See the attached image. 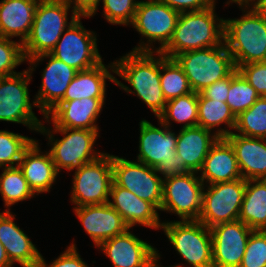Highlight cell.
<instances>
[{
  "mask_svg": "<svg viewBox=\"0 0 266 267\" xmlns=\"http://www.w3.org/2000/svg\"><path fill=\"white\" fill-rule=\"evenodd\" d=\"M160 258V254L157 253V255L145 266V267H160L158 264V260ZM169 267H182L180 265H173V266H169Z\"/></svg>",
  "mask_w": 266,
  "mask_h": 267,
  "instance_id": "cell-48",
  "label": "cell"
},
{
  "mask_svg": "<svg viewBox=\"0 0 266 267\" xmlns=\"http://www.w3.org/2000/svg\"><path fill=\"white\" fill-rule=\"evenodd\" d=\"M231 132L226 128H219L214 134L200 126L181 128L177 133L176 154L182 157L190 172L198 173L211 146L218 138H225Z\"/></svg>",
  "mask_w": 266,
  "mask_h": 267,
  "instance_id": "cell-21",
  "label": "cell"
},
{
  "mask_svg": "<svg viewBox=\"0 0 266 267\" xmlns=\"http://www.w3.org/2000/svg\"><path fill=\"white\" fill-rule=\"evenodd\" d=\"M130 230L98 246L114 267H145L158 253L151 244L139 239Z\"/></svg>",
  "mask_w": 266,
  "mask_h": 267,
  "instance_id": "cell-19",
  "label": "cell"
},
{
  "mask_svg": "<svg viewBox=\"0 0 266 267\" xmlns=\"http://www.w3.org/2000/svg\"><path fill=\"white\" fill-rule=\"evenodd\" d=\"M241 10L239 19H224V43L235 68L266 61V20L254 6Z\"/></svg>",
  "mask_w": 266,
  "mask_h": 267,
  "instance_id": "cell-3",
  "label": "cell"
},
{
  "mask_svg": "<svg viewBox=\"0 0 266 267\" xmlns=\"http://www.w3.org/2000/svg\"><path fill=\"white\" fill-rule=\"evenodd\" d=\"M32 73L27 69L10 76L0 77V121L20 123L39 132L42 122L32 111L36 102H30L28 85ZM33 107V108H32Z\"/></svg>",
  "mask_w": 266,
  "mask_h": 267,
  "instance_id": "cell-9",
  "label": "cell"
},
{
  "mask_svg": "<svg viewBox=\"0 0 266 267\" xmlns=\"http://www.w3.org/2000/svg\"><path fill=\"white\" fill-rule=\"evenodd\" d=\"M73 209L95 247L129 229L122 216L109 203L79 206Z\"/></svg>",
  "mask_w": 266,
  "mask_h": 267,
  "instance_id": "cell-20",
  "label": "cell"
},
{
  "mask_svg": "<svg viewBox=\"0 0 266 267\" xmlns=\"http://www.w3.org/2000/svg\"><path fill=\"white\" fill-rule=\"evenodd\" d=\"M195 172L163 181L160 211L175 213L181 221L198 220L202 211L204 183Z\"/></svg>",
  "mask_w": 266,
  "mask_h": 267,
  "instance_id": "cell-12",
  "label": "cell"
},
{
  "mask_svg": "<svg viewBox=\"0 0 266 267\" xmlns=\"http://www.w3.org/2000/svg\"><path fill=\"white\" fill-rule=\"evenodd\" d=\"M215 5L201 11L180 13L173 36L161 53L174 58L185 51L224 43V19L216 15Z\"/></svg>",
  "mask_w": 266,
  "mask_h": 267,
  "instance_id": "cell-2",
  "label": "cell"
},
{
  "mask_svg": "<svg viewBox=\"0 0 266 267\" xmlns=\"http://www.w3.org/2000/svg\"><path fill=\"white\" fill-rule=\"evenodd\" d=\"M35 139L0 130V168L17 167L24 151Z\"/></svg>",
  "mask_w": 266,
  "mask_h": 267,
  "instance_id": "cell-36",
  "label": "cell"
},
{
  "mask_svg": "<svg viewBox=\"0 0 266 267\" xmlns=\"http://www.w3.org/2000/svg\"><path fill=\"white\" fill-rule=\"evenodd\" d=\"M239 220L252 230H266V179L246 180Z\"/></svg>",
  "mask_w": 266,
  "mask_h": 267,
  "instance_id": "cell-29",
  "label": "cell"
},
{
  "mask_svg": "<svg viewBox=\"0 0 266 267\" xmlns=\"http://www.w3.org/2000/svg\"><path fill=\"white\" fill-rule=\"evenodd\" d=\"M45 152H41L38 140H34L24 151L18 165L29 187L37 195L49 192L58 176L50 152Z\"/></svg>",
  "mask_w": 266,
  "mask_h": 267,
  "instance_id": "cell-26",
  "label": "cell"
},
{
  "mask_svg": "<svg viewBox=\"0 0 266 267\" xmlns=\"http://www.w3.org/2000/svg\"><path fill=\"white\" fill-rule=\"evenodd\" d=\"M113 181L140 199L152 203L158 210L162 205V176L152 168L139 161H130L112 155Z\"/></svg>",
  "mask_w": 266,
  "mask_h": 267,
  "instance_id": "cell-14",
  "label": "cell"
},
{
  "mask_svg": "<svg viewBox=\"0 0 266 267\" xmlns=\"http://www.w3.org/2000/svg\"><path fill=\"white\" fill-rule=\"evenodd\" d=\"M20 42L0 36V77L14 75V69L25 62Z\"/></svg>",
  "mask_w": 266,
  "mask_h": 267,
  "instance_id": "cell-38",
  "label": "cell"
},
{
  "mask_svg": "<svg viewBox=\"0 0 266 267\" xmlns=\"http://www.w3.org/2000/svg\"><path fill=\"white\" fill-rule=\"evenodd\" d=\"M130 51L114 61L115 74L127 81L130 89L115 78V84L126 93H133L158 116L164 111L166 100L160 84V52Z\"/></svg>",
  "mask_w": 266,
  "mask_h": 267,
  "instance_id": "cell-1",
  "label": "cell"
},
{
  "mask_svg": "<svg viewBox=\"0 0 266 267\" xmlns=\"http://www.w3.org/2000/svg\"><path fill=\"white\" fill-rule=\"evenodd\" d=\"M104 103L105 98H82L60 101L44 118L49 124L52 121L54 128L98 131L99 128L96 121L99 118Z\"/></svg>",
  "mask_w": 266,
  "mask_h": 267,
  "instance_id": "cell-17",
  "label": "cell"
},
{
  "mask_svg": "<svg viewBox=\"0 0 266 267\" xmlns=\"http://www.w3.org/2000/svg\"><path fill=\"white\" fill-rule=\"evenodd\" d=\"M236 134L266 139V97H259L246 111L236 117Z\"/></svg>",
  "mask_w": 266,
  "mask_h": 267,
  "instance_id": "cell-34",
  "label": "cell"
},
{
  "mask_svg": "<svg viewBox=\"0 0 266 267\" xmlns=\"http://www.w3.org/2000/svg\"><path fill=\"white\" fill-rule=\"evenodd\" d=\"M70 8L65 0H39L30 33L22 44L26 61L55 48L64 31L78 17L72 12L68 22Z\"/></svg>",
  "mask_w": 266,
  "mask_h": 267,
  "instance_id": "cell-4",
  "label": "cell"
},
{
  "mask_svg": "<svg viewBox=\"0 0 266 267\" xmlns=\"http://www.w3.org/2000/svg\"><path fill=\"white\" fill-rule=\"evenodd\" d=\"M109 197L112 198V200L109 199V205L122 216L129 228L141 224L149 228L161 229L162 223L157 208L152 203L140 199L114 181L111 184Z\"/></svg>",
  "mask_w": 266,
  "mask_h": 267,
  "instance_id": "cell-22",
  "label": "cell"
},
{
  "mask_svg": "<svg viewBox=\"0 0 266 267\" xmlns=\"http://www.w3.org/2000/svg\"><path fill=\"white\" fill-rule=\"evenodd\" d=\"M179 13L194 12L208 9L215 2L213 0H160ZM189 9V10H188Z\"/></svg>",
  "mask_w": 266,
  "mask_h": 267,
  "instance_id": "cell-43",
  "label": "cell"
},
{
  "mask_svg": "<svg viewBox=\"0 0 266 267\" xmlns=\"http://www.w3.org/2000/svg\"><path fill=\"white\" fill-rule=\"evenodd\" d=\"M139 123V154L136 160L156 168L162 161L174 159L177 134L160 121V127L163 128H158L145 119Z\"/></svg>",
  "mask_w": 266,
  "mask_h": 267,
  "instance_id": "cell-18",
  "label": "cell"
},
{
  "mask_svg": "<svg viewBox=\"0 0 266 267\" xmlns=\"http://www.w3.org/2000/svg\"><path fill=\"white\" fill-rule=\"evenodd\" d=\"M205 186L207 188H205ZM246 180L243 178L213 185H204L202 211L198 221L209 229L239 219Z\"/></svg>",
  "mask_w": 266,
  "mask_h": 267,
  "instance_id": "cell-11",
  "label": "cell"
},
{
  "mask_svg": "<svg viewBox=\"0 0 266 267\" xmlns=\"http://www.w3.org/2000/svg\"><path fill=\"white\" fill-rule=\"evenodd\" d=\"M233 146L244 180L266 179V139L231 132L225 137Z\"/></svg>",
  "mask_w": 266,
  "mask_h": 267,
  "instance_id": "cell-25",
  "label": "cell"
},
{
  "mask_svg": "<svg viewBox=\"0 0 266 267\" xmlns=\"http://www.w3.org/2000/svg\"><path fill=\"white\" fill-rule=\"evenodd\" d=\"M156 171L159 174L163 175L162 180L174 177L181 176L184 173L190 172L181 156L175 155L174 159H170L168 161H162L158 167H156Z\"/></svg>",
  "mask_w": 266,
  "mask_h": 267,
  "instance_id": "cell-42",
  "label": "cell"
},
{
  "mask_svg": "<svg viewBox=\"0 0 266 267\" xmlns=\"http://www.w3.org/2000/svg\"><path fill=\"white\" fill-rule=\"evenodd\" d=\"M198 98L199 93L191 92L167 101L158 121L169 128L170 121L184 123L182 128L198 126Z\"/></svg>",
  "mask_w": 266,
  "mask_h": 267,
  "instance_id": "cell-30",
  "label": "cell"
},
{
  "mask_svg": "<svg viewBox=\"0 0 266 267\" xmlns=\"http://www.w3.org/2000/svg\"><path fill=\"white\" fill-rule=\"evenodd\" d=\"M101 0H65L71 7V12H74L79 17H93L98 10ZM73 5V7H72Z\"/></svg>",
  "mask_w": 266,
  "mask_h": 267,
  "instance_id": "cell-45",
  "label": "cell"
},
{
  "mask_svg": "<svg viewBox=\"0 0 266 267\" xmlns=\"http://www.w3.org/2000/svg\"><path fill=\"white\" fill-rule=\"evenodd\" d=\"M0 267H12V264L6 255L5 248L1 242H0Z\"/></svg>",
  "mask_w": 266,
  "mask_h": 267,
  "instance_id": "cell-46",
  "label": "cell"
},
{
  "mask_svg": "<svg viewBox=\"0 0 266 267\" xmlns=\"http://www.w3.org/2000/svg\"><path fill=\"white\" fill-rule=\"evenodd\" d=\"M239 267H266V230H253Z\"/></svg>",
  "mask_w": 266,
  "mask_h": 267,
  "instance_id": "cell-39",
  "label": "cell"
},
{
  "mask_svg": "<svg viewBox=\"0 0 266 267\" xmlns=\"http://www.w3.org/2000/svg\"><path fill=\"white\" fill-rule=\"evenodd\" d=\"M0 174V194L5 207L9 208L15 203L34 197L35 193L29 187L22 170L17 167L2 168Z\"/></svg>",
  "mask_w": 266,
  "mask_h": 267,
  "instance_id": "cell-33",
  "label": "cell"
},
{
  "mask_svg": "<svg viewBox=\"0 0 266 267\" xmlns=\"http://www.w3.org/2000/svg\"><path fill=\"white\" fill-rule=\"evenodd\" d=\"M77 17L64 31L55 48L50 52L77 71L87 70L102 62L97 48L95 32L88 31Z\"/></svg>",
  "mask_w": 266,
  "mask_h": 267,
  "instance_id": "cell-13",
  "label": "cell"
},
{
  "mask_svg": "<svg viewBox=\"0 0 266 267\" xmlns=\"http://www.w3.org/2000/svg\"><path fill=\"white\" fill-rule=\"evenodd\" d=\"M260 96L255 88L235 68L231 72V82L226 103L237 117L249 109Z\"/></svg>",
  "mask_w": 266,
  "mask_h": 267,
  "instance_id": "cell-35",
  "label": "cell"
},
{
  "mask_svg": "<svg viewBox=\"0 0 266 267\" xmlns=\"http://www.w3.org/2000/svg\"><path fill=\"white\" fill-rule=\"evenodd\" d=\"M221 124H226L233 130L236 124V116L226 102L205 98L199 93L198 98V126L209 131Z\"/></svg>",
  "mask_w": 266,
  "mask_h": 267,
  "instance_id": "cell-32",
  "label": "cell"
},
{
  "mask_svg": "<svg viewBox=\"0 0 266 267\" xmlns=\"http://www.w3.org/2000/svg\"><path fill=\"white\" fill-rule=\"evenodd\" d=\"M103 15L110 24L130 25L133 22L139 1L102 0Z\"/></svg>",
  "mask_w": 266,
  "mask_h": 267,
  "instance_id": "cell-37",
  "label": "cell"
},
{
  "mask_svg": "<svg viewBox=\"0 0 266 267\" xmlns=\"http://www.w3.org/2000/svg\"><path fill=\"white\" fill-rule=\"evenodd\" d=\"M230 82H231V73L227 77L218 80L217 82H214L210 86L206 87L200 93L205 98L226 102L230 87Z\"/></svg>",
  "mask_w": 266,
  "mask_h": 267,
  "instance_id": "cell-44",
  "label": "cell"
},
{
  "mask_svg": "<svg viewBox=\"0 0 266 267\" xmlns=\"http://www.w3.org/2000/svg\"><path fill=\"white\" fill-rule=\"evenodd\" d=\"M39 0H1L0 36L14 38L19 36L23 44L27 39L34 20Z\"/></svg>",
  "mask_w": 266,
  "mask_h": 267,
  "instance_id": "cell-27",
  "label": "cell"
},
{
  "mask_svg": "<svg viewBox=\"0 0 266 267\" xmlns=\"http://www.w3.org/2000/svg\"><path fill=\"white\" fill-rule=\"evenodd\" d=\"M237 70L260 97H266V61L240 65Z\"/></svg>",
  "mask_w": 266,
  "mask_h": 267,
  "instance_id": "cell-40",
  "label": "cell"
},
{
  "mask_svg": "<svg viewBox=\"0 0 266 267\" xmlns=\"http://www.w3.org/2000/svg\"><path fill=\"white\" fill-rule=\"evenodd\" d=\"M160 84L166 101L193 92L181 66L160 52Z\"/></svg>",
  "mask_w": 266,
  "mask_h": 267,
  "instance_id": "cell-31",
  "label": "cell"
},
{
  "mask_svg": "<svg viewBox=\"0 0 266 267\" xmlns=\"http://www.w3.org/2000/svg\"><path fill=\"white\" fill-rule=\"evenodd\" d=\"M112 182V155L104 153L75 170L71 201L75 207L108 203Z\"/></svg>",
  "mask_w": 266,
  "mask_h": 267,
  "instance_id": "cell-10",
  "label": "cell"
},
{
  "mask_svg": "<svg viewBox=\"0 0 266 267\" xmlns=\"http://www.w3.org/2000/svg\"><path fill=\"white\" fill-rule=\"evenodd\" d=\"M200 179L208 185L241 179L236 154L226 138H218L211 146L203 165Z\"/></svg>",
  "mask_w": 266,
  "mask_h": 267,
  "instance_id": "cell-24",
  "label": "cell"
},
{
  "mask_svg": "<svg viewBox=\"0 0 266 267\" xmlns=\"http://www.w3.org/2000/svg\"><path fill=\"white\" fill-rule=\"evenodd\" d=\"M75 245L76 244L73 243L68 246L67 250L60 254V256L53 260V262L49 265L46 264L45 259L41 255L39 267H89L84 261H82Z\"/></svg>",
  "mask_w": 266,
  "mask_h": 267,
  "instance_id": "cell-41",
  "label": "cell"
},
{
  "mask_svg": "<svg viewBox=\"0 0 266 267\" xmlns=\"http://www.w3.org/2000/svg\"><path fill=\"white\" fill-rule=\"evenodd\" d=\"M42 124L39 132L47 135L52 148L50 154L56 171L66 169L72 171L80 169L84 164L98 159L104 153L96 152L94 143L99 137V132L89 129L54 128ZM61 133L65 135L62 139L55 140L53 134ZM52 143V144H51Z\"/></svg>",
  "mask_w": 266,
  "mask_h": 267,
  "instance_id": "cell-5",
  "label": "cell"
},
{
  "mask_svg": "<svg viewBox=\"0 0 266 267\" xmlns=\"http://www.w3.org/2000/svg\"><path fill=\"white\" fill-rule=\"evenodd\" d=\"M108 68L115 72L114 61L107 66L102 61L93 68L78 71L67 87L61 101L82 98H106V79L115 83L116 78Z\"/></svg>",
  "mask_w": 266,
  "mask_h": 267,
  "instance_id": "cell-28",
  "label": "cell"
},
{
  "mask_svg": "<svg viewBox=\"0 0 266 267\" xmlns=\"http://www.w3.org/2000/svg\"><path fill=\"white\" fill-rule=\"evenodd\" d=\"M260 0H244V7L245 6H254L256 3H258Z\"/></svg>",
  "mask_w": 266,
  "mask_h": 267,
  "instance_id": "cell-50",
  "label": "cell"
},
{
  "mask_svg": "<svg viewBox=\"0 0 266 267\" xmlns=\"http://www.w3.org/2000/svg\"><path fill=\"white\" fill-rule=\"evenodd\" d=\"M252 231L239 219L211 227L213 267H239Z\"/></svg>",
  "mask_w": 266,
  "mask_h": 267,
  "instance_id": "cell-16",
  "label": "cell"
},
{
  "mask_svg": "<svg viewBox=\"0 0 266 267\" xmlns=\"http://www.w3.org/2000/svg\"><path fill=\"white\" fill-rule=\"evenodd\" d=\"M180 13L160 0L139 1L131 25L141 36L148 39L132 49L134 52H161L170 42ZM160 43L156 50L150 45Z\"/></svg>",
  "mask_w": 266,
  "mask_h": 267,
  "instance_id": "cell-7",
  "label": "cell"
},
{
  "mask_svg": "<svg viewBox=\"0 0 266 267\" xmlns=\"http://www.w3.org/2000/svg\"><path fill=\"white\" fill-rule=\"evenodd\" d=\"M254 7L266 20V0H260Z\"/></svg>",
  "mask_w": 266,
  "mask_h": 267,
  "instance_id": "cell-47",
  "label": "cell"
},
{
  "mask_svg": "<svg viewBox=\"0 0 266 267\" xmlns=\"http://www.w3.org/2000/svg\"><path fill=\"white\" fill-rule=\"evenodd\" d=\"M185 73L193 92L200 93L227 77L235 65L225 43L219 46L182 52L174 57Z\"/></svg>",
  "mask_w": 266,
  "mask_h": 267,
  "instance_id": "cell-6",
  "label": "cell"
},
{
  "mask_svg": "<svg viewBox=\"0 0 266 267\" xmlns=\"http://www.w3.org/2000/svg\"><path fill=\"white\" fill-rule=\"evenodd\" d=\"M44 58H49V61L43 69L41 86L34 101L45 117L63 99L67 87L78 71L50 53L28 59L30 64L28 70L32 73L35 70L34 67Z\"/></svg>",
  "mask_w": 266,
  "mask_h": 267,
  "instance_id": "cell-15",
  "label": "cell"
},
{
  "mask_svg": "<svg viewBox=\"0 0 266 267\" xmlns=\"http://www.w3.org/2000/svg\"><path fill=\"white\" fill-rule=\"evenodd\" d=\"M214 2H216V0H213ZM230 2L231 3H236V4H238L239 5V7H243L244 8V0H229V1H227L226 2V4L228 5V4H230Z\"/></svg>",
  "mask_w": 266,
  "mask_h": 267,
  "instance_id": "cell-49",
  "label": "cell"
},
{
  "mask_svg": "<svg viewBox=\"0 0 266 267\" xmlns=\"http://www.w3.org/2000/svg\"><path fill=\"white\" fill-rule=\"evenodd\" d=\"M14 217L10 210L0 213V242L6 255L12 265L19 263L22 267H39L42 254L15 224Z\"/></svg>",
  "mask_w": 266,
  "mask_h": 267,
  "instance_id": "cell-23",
  "label": "cell"
},
{
  "mask_svg": "<svg viewBox=\"0 0 266 267\" xmlns=\"http://www.w3.org/2000/svg\"><path fill=\"white\" fill-rule=\"evenodd\" d=\"M170 244L192 267H213L210 229L198 220L162 222Z\"/></svg>",
  "mask_w": 266,
  "mask_h": 267,
  "instance_id": "cell-8",
  "label": "cell"
}]
</instances>
